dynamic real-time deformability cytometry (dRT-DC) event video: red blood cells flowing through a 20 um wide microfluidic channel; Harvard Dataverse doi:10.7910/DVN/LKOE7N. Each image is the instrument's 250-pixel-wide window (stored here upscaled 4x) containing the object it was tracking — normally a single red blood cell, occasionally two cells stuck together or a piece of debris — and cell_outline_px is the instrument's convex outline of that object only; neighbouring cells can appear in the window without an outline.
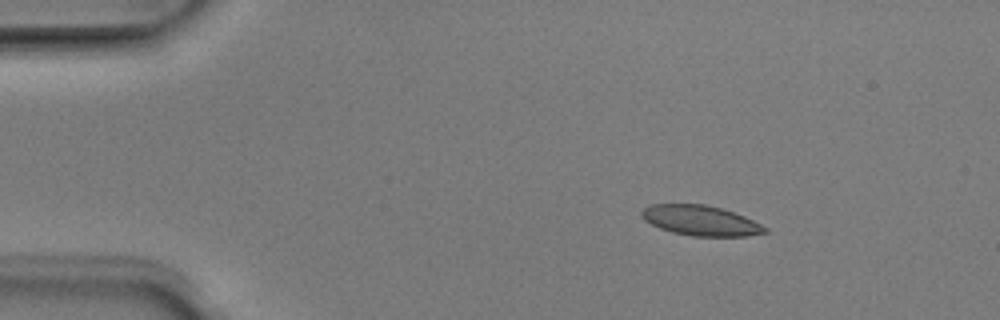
{"species": "Egyptian fruit bat (a non-hibernating species)", "species_latin": "Rousettus aegyptiacus", "temperature_condition": "room temperature", "stored_images_in_passage": 4, "camera_frame_rate_fps": 3000, "um_per_image_px": 0.085, "animal": {"sex": "male"}, "frame": {"image": 1, "passage_image": 3, "time_ms": 0.667, "image_size_px": [1000, 320], "cell_outline_px": [[768, 232], [748, 236], [692, 236], [672, 232], [660, 228], [644, 220], [640, 216], [640, 212], [644, 208], [652, 204], [704, 204], [720, 208], [744, 216], [768, 228]], "centroid_in_image_um": [59.54, 18.75], "position_along_channel_um": 25.5, "area_um2": 21.56}}